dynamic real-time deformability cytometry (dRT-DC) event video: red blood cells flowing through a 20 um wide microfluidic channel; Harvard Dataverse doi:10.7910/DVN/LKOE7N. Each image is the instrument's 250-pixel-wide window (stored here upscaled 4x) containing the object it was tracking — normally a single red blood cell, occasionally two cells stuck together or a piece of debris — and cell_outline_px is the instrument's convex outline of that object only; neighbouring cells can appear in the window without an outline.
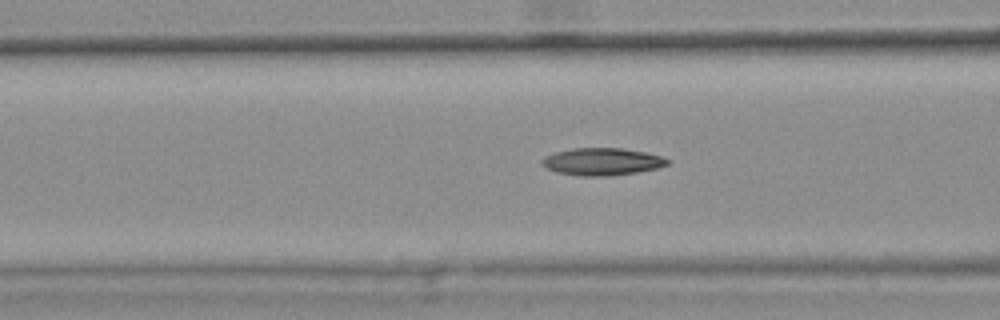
{"species": "common noctule bat (a hibernating species)", "species_latin": "Nyctalus noctula", "temperature_condition": "warm", "stored_images_in_passage": 39, "camera_frame_rate_fps": 3000, "um_per_image_px": 0.085, "animal": {"sex": "female", "body_mass_g": 25.1}, "frame": {"image": 1, "passage_image": 12, "time_ms": 3.667, "image_size_px": [1000, 320], "cell_outline_px": [[668, 164], [656, 168], [636, 172], [608, 176], [580, 176], [556, 172], [540, 164], [540, 160], [544, 156], [556, 152], [572, 148], [620, 148], [644, 152], [664, 156], [668, 160]], "centroid_in_image_um": [51.14, 13.74], "position_along_channel_um": 115.5, "area_um2": 19.94}, "authors_computed_cell_mechanics": {"area_um2": 19.2474, "velocity_mm_per_s": 3.8079, "shape_relaxation_time_tau1_ms": null, "shape_relaxation_time_tau2_ms": 8.3004, "deformation_change_tau1": null, "deformation_change_tau2": 0.1857}}